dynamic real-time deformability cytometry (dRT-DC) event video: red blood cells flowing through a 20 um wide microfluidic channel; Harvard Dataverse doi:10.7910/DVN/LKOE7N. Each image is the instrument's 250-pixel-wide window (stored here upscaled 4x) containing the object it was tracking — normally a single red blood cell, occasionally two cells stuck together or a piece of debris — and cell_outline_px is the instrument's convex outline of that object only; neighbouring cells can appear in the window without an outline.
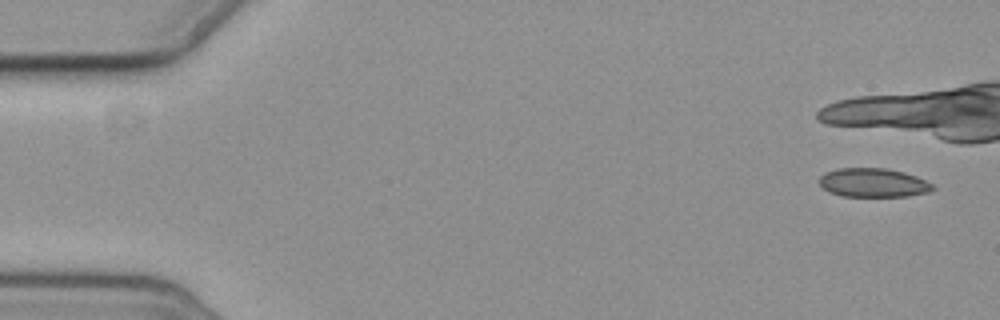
{"species": "common noctule bat (a hibernating species)", "species_latin": "Nyctalus noctula", "temperature_condition": "cold", "stored_images_in_passage": 3, "camera_frame_rate_fps": 3000, "um_per_image_px": 0.085, "animal": {"sex": "female", "body_mass_g": 19.3, "forearm_length_mm": 54.1}, "frame": {"image": 1, "passage_image": 3, "time_ms": 2.333, "image_size_px": [1000, 320], "cell_outline_px": [[936, 188], [928, 192], [908, 196], [844, 196], [828, 192], [820, 184], [820, 176], [824, 172], [836, 168], [884, 168], [904, 172], [916, 176], [932, 184]], "centroid_in_image_um": [74.21, 15.52], "position_along_channel_um": 10.8, "area_um2": 19.07}}